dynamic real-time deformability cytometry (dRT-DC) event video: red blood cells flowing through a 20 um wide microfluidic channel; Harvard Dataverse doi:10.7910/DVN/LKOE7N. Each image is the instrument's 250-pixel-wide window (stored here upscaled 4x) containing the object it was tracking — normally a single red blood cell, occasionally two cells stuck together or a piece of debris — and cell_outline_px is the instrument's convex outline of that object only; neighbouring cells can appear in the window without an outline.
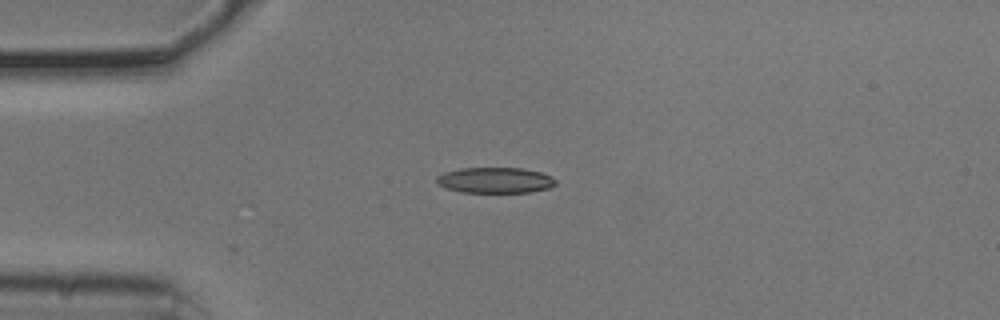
{"species": "common noctule bat (a hibernating species)", "species_latin": "Nyctalus noctula", "temperature_condition": "cold", "stored_images_in_passage": 3, "camera_frame_rate_fps": 3000, "um_per_image_px": 0.085, "animal": {"sex": "male", "body_mass_g": 20.5, "forearm_length_mm": 52.5}, "frame": {"image": 1, "passage_image": 3, "time_ms": 0.667, "image_size_px": [1000, 320], "cell_outline_px": [[556, 184], [548, 188], [532, 192], [460, 192], [436, 184], [436, 176], [444, 172], [460, 168], [524, 168], [540, 172], [552, 176], [556, 180]], "centroid_in_image_um": [42.08, 15.31], "position_along_channel_um": 42.9, "area_um2": 17.92}}